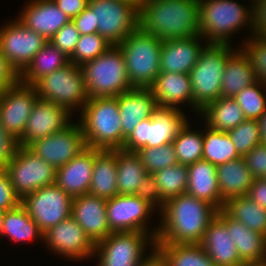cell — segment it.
I'll list each match as a JSON object with an SVG mask.
<instances>
[{"label":"cell","instance_id":"cell-9","mask_svg":"<svg viewBox=\"0 0 266 266\" xmlns=\"http://www.w3.org/2000/svg\"><path fill=\"white\" fill-rule=\"evenodd\" d=\"M33 86L41 100L64 106L71 113L77 111L76 108L82 110L89 100L82 68L71 62L42 77Z\"/></svg>","mask_w":266,"mask_h":266},{"label":"cell","instance_id":"cell-56","mask_svg":"<svg viewBox=\"0 0 266 266\" xmlns=\"http://www.w3.org/2000/svg\"><path fill=\"white\" fill-rule=\"evenodd\" d=\"M151 250L153 252H150V254L141 260L138 266H168L165 257L156 248Z\"/></svg>","mask_w":266,"mask_h":266},{"label":"cell","instance_id":"cell-47","mask_svg":"<svg viewBox=\"0 0 266 266\" xmlns=\"http://www.w3.org/2000/svg\"><path fill=\"white\" fill-rule=\"evenodd\" d=\"M134 195L147 201L155 209L157 207L158 209H160V211L163 209V206L165 204V202L161 199L157 187V182L153 174L148 173L144 177V179L141 180V183L138 185Z\"/></svg>","mask_w":266,"mask_h":266},{"label":"cell","instance_id":"cell-34","mask_svg":"<svg viewBox=\"0 0 266 266\" xmlns=\"http://www.w3.org/2000/svg\"><path fill=\"white\" fill-rule=\"evenodd\" d=\"M223 210L233 219L249 229L266 236V209L259 206L247 195L228 199Z\"/></svg>","mask_w":266,"mask_h":266},{"label":"cell","instance_id":"cell-18","mask_svg":"<svg viewBox=\"0 0 266 266\" xmlns=\"http://www.w3.org/2000/svg\"><path fill=\"white\" fill-rule=\"evenodd\" d=\"M43 240L51 252L69 260L81 261L94 256L95 244L72 216L44 232Z\"/></svg>","mask_w":266,"mask_h":266},{"label":"cell","instance_id":"cell-59","mask_svg":"<svg viewBox=\"0 0 266 266\" xmlns=\"http://www.w3.org/2000/svg\"><path fill=\"white\" fill-rule=\"evenodd\" d=\"M2 218H3V212L0 211V236H2Z\"/></svg>","mask_w":266,"mask_h":266},{"label":"cell","instance_id":"cell-28","mask_svg":"<svg viewBox=\"0 0 266 266\" xmlns=\"http://www.w3.org/2000/svg\"><path fill=\"white\" fill-rule=\"evenodd\" d=\"M188 185L186 193L205 200L218 210L223 209L225 201L219 193L217 166L201 159L187 166Z\"/></svg>","mask_w":266,"mask_h":266},{"label":"cell","instance_id":"cell-46","mask_svg":"<svg viewBox=\"0 0 266 266\" xmlns=\"http://www.w3.org/2000/svg\"><path fill=\"white\" fill-rule=\"evenodd\" d=\"M79 38L80 33L71 20L69 23L65 24L49 41L70 58Z\"/></svg>","mask_w":266,"mask_h":266},{"label":"cell","instance_id":"cell-23","mask_svg":"<svg viewBox=\"0 0 266 266\" xmlns=\"http://www.w3.org/2000/svg\"><path fill=\"white\" fill-rule=\"evenodd\" d=\"M202 38L201 35H196L164 40L160 55V72L189 74L205 47L200 43Z\"/></svg>","mask_w":266,"mask_h":266},{"label":"cell","instance_id":"cell-43","mask_svg":"<svg viewBox=\"0 0 266 266\" xmlns=\"http://www.w3.org/2000/svg\"><path fill=\"white\" fill-rule=\"evenodd\" d=\"M135 153L149 174H154L163 168L178 164L173 143L159 147L142 148Z\"/></svg>","mask_w":266,"mask_h":266},{"label":"cell","instance_id":"cell-50","mask_svg":"<svg viewBox=\"0 0 266 266\" xmlns=\"http://www.w3.org/2000/svg\"><path fill=\"white\" fill-rule=\"evenodd\" d=\"M250 6L252 35L254 38H266V0H254Z\"/></svg>","mask_w":266,"mask_h":266},{"label":"cell","instance_id":"cell-42","mask_svg":"<svg viewBox=\"0 0 266 266\" xmlns=\"http://www.w3.org/2000/svg\"><path fill=\"white\" fill-rule=\"evenodd\" d=\"M112 46L98 32L80 35L69 61L75 65L82 66L84 63L102 55Z\"/></svg>","mask_w":266,"mask_h":266},{"label":"cell","instance_id":"cell-40","mask_svg":"<svg viewBox=\"0 0 266 266\" xmlns=\"http://www.w3.org/2000/svg\"><path fill=\"white\" fill-rule=\"evenodd\" d=\"M187 122L173 140L177 162L190 165L201 160L203 155V132L191 130Z\"/></svg>","mask_w":266,"mask_h":266},{"label":"cell","instance_id":"cell-54","mask_svg":"<svg viewBox=\"0 0 266 266\" xmlns=\"http://www.w3.org/2000/svg\"><path fill=\"white\" fill-rule=\"evenodd\" d=\"M71 20L88 7L89 0H52Z\"/></svg>","mask_w":266,"mask_h":266},{"label":"cell","instance_id":"cell-37","mask_svg":"<svg viewBox=\"0 0 266 266\" xmlns=\"http://www.w3.org/2000/svg\"><path fill=\"white\" fill-rule=\"evenodd\" d=\"M168 266H215L200 244H156Z\"/></svg>","mask_w":266,"mask_h":266},{"label":"cell","instance_id":"cell-21","mask_svg":"<svg viewBox=\"0 0 266 266\" xmlns=\"http://www.w3.org/2000/svg\"><path fill=\"white\" fill-rule=\"evenodd\" d=\"M95 159V149L86 148L67 164L56 169L55 184L70 197L89 192Z\"/></svg>","mask_w":266,"mask_h":266},{"label":"cell","instance_id":"cell-6","mask_svg":"<svg viewBox=\"0 0 266 266\" xmlns=\"http://www.w3.org/2000/svg\"><path fill=\"white\" fill-rule=\"evenodd\" d=\"M81 68L88 98L117 97L132 89L123 53L117 45Z\"/></svg>","mask_w":266,"mask_h":266},{"label":"cell","instance_id":"cell-13","mask_svg":"<svg viewBox=\"0 0 266 266\" xmlns=\"http://www.w3.org/2000/svg\"><path fill=\"white\" fill-rule=\"evenodd\" d=\"M98 33L112 45H119L138 28L139 11L117 0H89Z\"/></svg>","mask_w":266,"mask_h":266},{"label":"cell","instance_id":"cell-3","mask_svg":"<svg viewBox=\"0 0 266 266\" xmlns=\"http://www.w3.org/2000/svg\"><path fill=\"white\" fill-rule=\"evenodd\" d=\"M80 116L79 123L88 148L99 150L123 148L118 96L89 98L80 111Z\"/></svg>","mask_w":266,"mask_h":266},{"label":"cell","instance_id":"cell-39","mask_svg":"<svg viewBox=\"0 0 266 266\" xmlns=\"http://www.w3.org/2000/svg\"><path fill=\"white\" fill-rule=\"evenodd\" d=\"M153 176L164 202L186 193L189 176L186 165L175 164L155 172Z\"/></svg>","mask_w":266,"mask_h":266},{"label":"cell","instance_id":"cell-17","mask_svg":"<svg viewBox=\"0 0 266 266\" xmlns=\"http://www.w3.org/2000/svg\"><path fill=\"white\" fill-rule=\"evenodd\" d=\"M36 88L21 82L0 93V122L16 140L23 136L26 123L38 100Z\"/></svg>","mask_w":266,"mask_h":266},{"label":"cell","instance_id":"cell-44","mask_svg":"<svg viewBox=\"0 0 266 266\" xmlns=\"http://www.w3.org/2000/svg\"><path fill=\"white\" fill-rule=\"evenodd\" d=\"M227 133L241 157H244L256 145L262 143L257 120L246 119Z\"/></svg>","mask_w":266,"mask_h":266},{"label":"cell","instance_id":"cell-11","mask_svg":"<svg viewBox=\"0 0 266 266\" xmlns=\"http://www.w3.org/2000/svg\"><path fill=\"white\" fill-rule=\"evenodd\" d=\"M5 170L20 199L44 186L55 184L56 169L24 146H18Z\"/></svg>","mask_w":266,"mask_h":266},{"label":"cell","instance_id":"cell-4","mask_svg":"<svg viewBox=\"0 0 266 266\" xmlns=\"http://www.w3.org/2000/svg\"><path fill=\"white\" fill-rule=\"evenodd\" d=\"M241 4L234 0H199V31L207 44L229 45L232 34L246 26L251 32L252 10Z\"/></svg>","mask_w":266,"mask_h":266},{"label":"cell","instance_id":"cell-16","mask_svg":"<svg viewBox=\"0 0 266 266\" xmlns=\"http://www.w3.org/2000/svg\"><path fill=\"white\" fill-rule=\"evenodd\" d=\"M154 207L135 195L118 194L107 199V221L111 232H146ZM149 231V232H148Z\"/></svg>","mask_w":266,"mask_h":266},{"label":"cell","instance_id":"cell-52","mask_svg":"<svg viewBox=\"0 0 266 266\" xmlns=\"http://www.w3.org/2000/svg\"><path fill=\"white\" fill-rule=\"evenodd\" d=\"M20 82V74L0 52V93Z\"/></svg>","mask_w":266,"mask_h":266},{"label":"cell","instance_id":"cell-51","mask_svg":"<svg viewBox=\"0 0 266 266\" xmlns=\"http://www.w3.org/2000/svg\"><path fill=\"white\" fill-rule=\"evenodd\" d=\"M19 146L18 140L10 135L0 122V170L5 169Z\"/></svg>","mask_w":266,"mask_h":266},{"label":"cell","instance_id":"cell-5","mask_svg":"<svg viewBox=\"0 0 266 266\" xmlns=\"http://www.w3.org/2000/svg\"><path fill=\"white\" fill-rule=\"evenodd\" d=\"M162 40L139 27L117 45L132 88H150L160 73Z\"/></svg>","mask_w":266,"mask_h":266},{"label":"cell","instance_id":"cell-32","mask_svg":"<svg viewBox=\"0 0 266 266\" xmlns=\"http://www.w3.org/2000/svg\"><path fill=\"white\" fill-rule=\"evenodd\" d=\"M199 113L205 119L204 125L221 132H228L246 120L242 109L231 97H219L206 105Z\"/></svg>","mask_w":266,"mask_h":266},{"label":"cell","instance_id":"cell-19","mask_svg":"<svg viewBox=\"0 0 266 266\" xmlns=\"http://www.w3.org/2000/svg\"><path fill=\"white\" fill-rule=\"evenodd\" d=\"M72 113L64 106L38 98L26 123L23 136L18 140L20 146L62 131L72 123Z\"/></svg>","mask_w":266,"mask_h":266},{"label":"cell","instance_id":"cell-58","mask_svg":"<svg viewBox=\"0 0 266 266\" xmlns=\"http://www.w3.org/2000/svg\"><path fill=\"white\" fill-rule=\"evenodd\" d=\"M117 1L128 3L131 6L135 7L138 11L140 10V8L145 2V0H117Z\"/></svg>","mask_w":266,"mask_h":266},{"label":"cell","instance_id":"cell-31","mask_svg":"<svg viewBox=\"0 0 266 266\" xmlns=\"http://www.w3.org/2000/svg\"><path fill=\"white\" fill-rule=\"evenodd\" d=\"M255 82L257 79L247 56L241 49L234 51L225 63L221 97L234 98L241 90Z\"/></svg>","mask_w":266,"mask_h":266},{"label":"cell","instance_id":"cell-36","mask_svg":"<svg viewBox=\"0 0 266 266\" xmlns=\"http://www.w3.org/2000/svg\"><path fill=\"white\" fill-rule=\"evenodd\" d=\"M118 194L134 195L141 180L148 174L136 153L116 150Z\"/></svg>","mask_w":266,"mask_h":266},{"label":"cell","instance_id":"cell-45","mask_svg":"<svg viewBox=\"0 0 266 266\" xmlns=\"http://www.w3.org/2000/svg\"><path fill=\"white\" fill-rule=\"evenodd\" d=\"M250 37L240 48L247 56L257 81L266 84V38Z\"/></svg>","mask_w":266,"mask_h":266},{"label":"cell","instance_id":"cell-38","mask_svg":"<svg viewBox=\"0 0 266 266\" xmlns=\"http://www.w3.org/2000/svg\"><path fill=\"white\" fill-rule=\"evenodd\" d=\"M205 127L206 131L203 133L202 159L217 166L241 157L227 132L216 131L209 129L207 126Z\"/></svg>","mask_w":266,"mask_h":266},{"label":"cell","instance_id":"cell-2","mask_svg":"<svg viewBox=\"0 0 266 266\" xmlns=\"http://www.w3.org/2000/svg\"><path fill=\"white\" fill-rule=\"evenodd\" d=\"M199 0H145L138 27L164 40L200 35Z\"/></svg>","mask_w":266,"mask_h":266},{"label":"cell","instance_id":"cell-14","mask_svg":"<svg viewBox=\"0 0 266 266\" xmlns=\"http://www.w3.org/2000/svg\"><path fill=\"white\" fill-rule=\"evenodd\" d=\"M27 148L57 169L78 156L87 146L80 123L72 122L62 131L30 143Z\"/></svg>","mask_w":266,"mask_h":266},{"label":"cell","instance_id":"cell-7","mask_svg":"<svg viewBox=\"0 0 266 266\" xmlns=\"http://www.w3.org/2000/svg\"><path fill=\"white\" fill-rule=\"evenodd\" d=\"M231 44H206L190 71L193 109L198 113L221 97V83L227 58L235 51ZM233 50V51H232Z\"/></svg>","mask_w":266,"mask_h":266},{"label":"cell","instance_id":"cell-22","mask_svg":"<svg viewBox=\"0 0 266 266\" xmlns=\"http://www.w3.org/2000/svg\"><path fill=\"white\" fill-rule=\"evenodd\" d=\"M18 20L49 41L70 18L52 0H30Z\"/></svg>","mask_w":266,"mask_h":266},{"label":"cell","instance_id":"cell-1","mask_svg":"<svg viewBox=\"0 0 266 266\" xmlns=\"http://www.w3.org/2000/svg\"><path fill=\"white\" fill-rule=\"evenodd\" d=\"M218 209L187 193L167 200L161 212L156 244H199Z\"/></svg>","mask_w":266,"mask_h":266},{"label":"cell","instance_id":"cell-12","mask_svg":"<svg viewBox=\"0 0 266 266\" xmlns=\"http://www.w3.org/2000/svg\"><path fill=\"white\" fill-rule=\"evenodd\" d=\"M72 201V197L52 184L24 196L21 205L44 233L71 216Z\"/></svg>","mask_w":266,"mask_h":266},{"label":"cell","instance_id":"cell-20","mask_svg":"<svg viewBox=\"0 0 266 266\" xmlns=\"http://www.w3.org/2000/svg\"><path fill=\"white\" fill-rule=\"evenodd\" d=\"M107 200L90 193L73 198L71 216L94 243L112 232L107 221Z\"/></svg>","mask_w":266,"mask_h":266},{"label":"cell","instance_id":"cell-41","mask_svg":"<svg viewBox=\"0 0 266 266\" xmlns=\"http://www.w3.org/2000/svg\"><path fill=\"white\" fill-rule=\"evenodd\" d=\"M266 84L257 81L241 90L234 99L240 106L245 119L258 120L266 111Z\"/></svg>","mask_w":266,"mask_h":266},{"label":"cell","instance_id":"cell-48","mask_svg":"<svg viewBox=\"0 0 266 266\" xmlns=\"http://www.w3.org/2000/svg\"><path fill=\"white\" fill-rule=\"evenodd\" d=\"M243 158L255 179L266 178V143L256 145Z\"/></svg>","mask_w":266,"mask_h":266},{"label":"cell","instance_id":"cell-33","mask_svg":"<svg viewBox=\"0 0 266 266\" xmlns=\"http://www.w3.org/2000/svg\"><path fill=\"white\" fill-rule=\"evenodd\" d=\"M69 63V57L50 41H47L43 48L35 54L31 63L20 74V82L33 86L42 77L63 68Z\"/></svg>","mask_w":266,"mask_h":266},{"label":"cell","instance_id":"cell-57","mask_svg":"<svg viewBox=\"0 0 266 266\" xmlns=\"http://www.w3.org/2000/svg\"><path fill=\"white\" fill-rule=\"evenodd\" d=\"M257 122L260 129L261 140L263 143H266V111L260 116Z\"/></svg>","mask_w":266,"mask_h":266},{"label":"cell","instance_id":"cell-55","mask_svg":"<svg viewBox=\"0 0 266 266\" xmlns=\"http://www.w3.org/2000/svg\"><path fill=\"white\" fill-rule=\"evenodd\" d=\"M247 196L266 209V178L254 179Z\"/></svg>","mask_w":266,"mask_h":266},{"label":"cell","instance_id":"cell-35","mask_svg":"<svg viewBox=\"0 0 266 266\" xmlns=\"http://www.w3.org/2000/svg\"><path fill=\"white\" fill-rule=\"evenodd\" d=\"M2 236L14 242H28L34 238L43 241V233L21 204L3 212Z\"/></svg>","mask_w":266,"mask_h":266},{"label":"cell","instance_id":"cell-61","mask_svg":"<svg viewBox=\"0 0 266 266\" xmlns=\"http://www.w3.org/2000/svg\"><path fill=\"white\" fill-rule=\"evenodd\" d=\"M99 262L97 266H104L103 262L98 258Z\"/></svg>","mask_w":266,"mask_h":266},{"label":"cell","instance_id":"cell-53","mask_svg":"<svg viewBox=\"0 0 266 266\" xmlns=\"http://www.w3.org/2000/svg\"><path fill=\"white\" fill-rule=\"evenodd\" d=\"M80 35L97 33L98 25H95L94 12L88 6L78 16L72 19Z\"/></svg>","mask_w":266,"mask_h":266},{"label":"cell","instance_id":"cell-26","mask_svg":"<svg viewBox=\"0 0 266 266\" xmlns=\"http://www.w3.org/2000/svg\"><path fill=\"white\" fill-rule=\"evenodd\" d=\"M199 244L215 266H246L239 258L226 224L218 216L210 222Z\"/></svg>","mask_w":266,"mask_h":266},{"label":"cell","instance_id":"cell-29","mask_svg":"<svg viewBox=\"0 0 266 266\" xmlns=\"http://www.w3.org/2000/svg\"><path fill=\"white\" fill-rule=\"evenodd\" d=\"M88 193L106 200L118 195L116 150L95 149Z\"/></svg>","mask_w":266,"mask_h":266},{"label":"cell","instance_id":"cell-25","mask_svg":"<svg viewBox=\"0 0 266 266\" xmlns=\"http://www.w3.org/2000/svg\"><path fill=\"white\" fill-rule=\"evenodd\" d=\"M217 216L226 224L240 260L245 264L266 263V236L231 218L223 209Z\"/></svg>","mask_w":266,"mask_h":266},{"label":"cell","instance_id":"cell-15","mask_svg":"<svg viewBox=\"0 0 266 266\" xmlns=\"http://www.w3.org/2000/svg\"><path fill=\"white\" fill-rule=\"evenodd\" d=\"M13 20L15 21L6 22L0 28V52L21 74L47 40L18 19Z\"/></svg>","mask_w":266,"mask_h":266},{"label":"cell","instance_id":"cell-60","mask_svg":"<svg viewBox=\"0 0 266 266\" xmlns=\"http://www.w3.org/2000/svg\"><path fill=\"white\" fill-rule=\"evenodd\" d=\"M246 266H266V263H261V264H248Z\"/></svg>","mask_w":266,"mask_h":266},{"label":"cell","instance_id":"cell-49","mask_svg":"<svg viewBox=\"0 0 266 266\" xmlns=\"http://www.w3.org/2000/svg\"><path fill=\"white\" fill-rule=\"evenodd\" d=\"M20 204L21 199L16 194L7 171L0 170V211L5 212Z\"/></svg>","mask_w":266,"mask_h":266},{"label":"cell","instance_id":"cell-8","mask_svg":"<svg viewBox=\"0 0 266 266\" xmlns=\"http://www.w3.org/2000/svg\"><path fill=\"white\" fill-rule=\"evenodd\" d=\"M187 120L182 110L158 106L153 116L141 121L125 139L121 150L135 153L142 148L172 143Z\"/></svg>","mask_w":266,"mask_h":266},{"label":"cell","instance_id":"cell-27","mask_svg":"<svg viewBox=\"0 0 266 266\" xmlns=\"http://www.w3.org/2000/svg\"><path fill=\"white\" fill-rule=\"evenodd\" d=\"M157 106L180 109L189 104L193 109V94L190 74L160 72L150 87Z\"/></svg>","mask_w":266,"mask_h":266},{"label":"cell","instance_id":"cell-24","mask_svg":"<svg viewBox=\"0 0 266 266\" xmlns=\"http://www.w3.org/2000/svg\"><path fill=\"white\" fill-rule=\"evenodd\" d=\"M119 114L125 139L132 133L136 126L143 120L152 117L158 107L154 94L150 88H132L118 96Z\"/></svg>","mask_w":266,"mask_h":266},{"label":"cell","instance_id":"cell-10","mask_svg":"<svg viewBox=\"0 0 266 266\" xmlns=\"http://www.w3.org/2000/svg\"><path fill=\"white\" fill-rule=\"evenodd\" d=\"M158 226L151 234L146 232H112L95 244L94 255L104 266H138L146 257L148 245L155 248ZM98 254V255H97ZM144 254V255H143Z\"/></svg>","mask_w":266,"mask_h":266},{"label":"cell","instance_id":"cell-30","mask_svg":"<svg viewBox=\"0 0 266 266\" xmlns=\"http://www.w3.org/2000/svg\"><path fill=\"white\" fill-rule=\"evenodd\" d=\"M217 178L219 193L225 202L236 196L248 195L255 179L243 157L217 165Z\"/></svg>","mask_w":266,"mask_h":266}]
</instances>
